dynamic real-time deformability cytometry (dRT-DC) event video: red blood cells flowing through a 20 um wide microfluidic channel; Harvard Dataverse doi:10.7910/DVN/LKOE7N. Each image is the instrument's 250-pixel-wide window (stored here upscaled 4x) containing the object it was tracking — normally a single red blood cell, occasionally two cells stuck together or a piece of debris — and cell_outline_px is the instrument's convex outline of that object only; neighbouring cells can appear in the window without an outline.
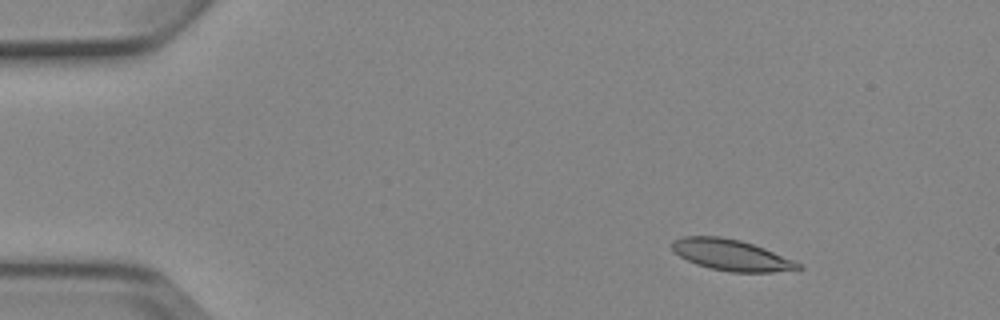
{"species": "Egyptian fruit bat (a non-hibernating species)", "species_latin": "Rousettus aegyptiacus", "temperature_condition": "cold", "stored_images_in_passage": 7, "camera_frame_rate_fps": 3000, "um_per_image_px": 0.085, "animal": {"sex": "female"}, "frame": {"image": 1, "passage_image": 2, "time_ms": 1.333, "image_size_px": [1000, 320], "cell_outline_px": [[804, 268], [772, 272], [732, 272], [708, 268], [696, 264], [680, 256], [672, 248], [672, 240], [684, 236], [720, 236], [740, 240], [764, 248], [792, 260], [800, 264]], "centroid_in_image_um": [62.13, 21.67], "position_along_channel_um": 22.9, "area_um2": 22.6}}
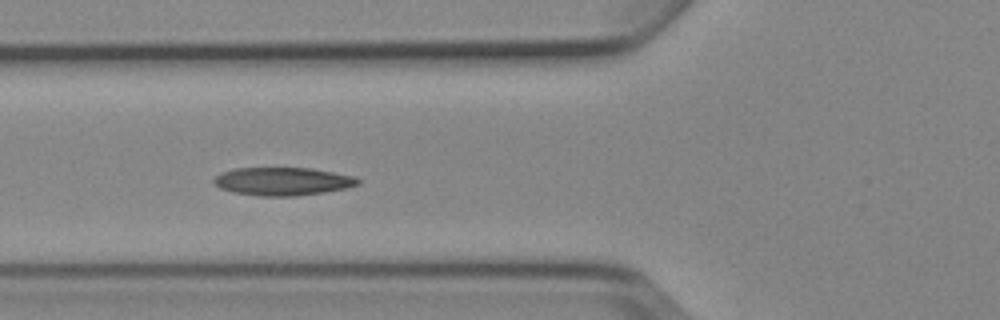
{"frame": {"image": 2, "passage_image": 6, "time_ms": 5.667, "image_size_px": [1000, 320], "cell_outline_px": [[360, 184], [348, 188], [324, 192], [296, 196], [260, 196], [232, 192], [220, 188], [212, 180], [220, 172], [236, 168], [312, 168], [352, 176], [360, 180]], "centroid_in_image_um": [24.02, 15.42], "position_along_channel_um": 101.8, "area_um2": 23.58}}
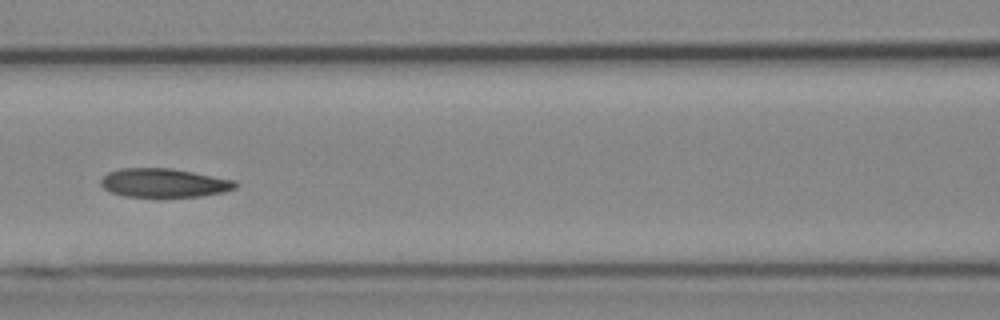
{"frame": {"image": 3, "passage_image": 7, "time_ms": 7.0, "image_size_px": [1000, 320], "cell_outline_px": [[240, 184], [236, 188], [224, 192], [200, 196], [124, 196], [112, 192], [104, 188], [100, 184], [100, 180], [108, 172], [120, 168], [172, 168], [236, 180]], "centroid_in_image_um": [13.97, 15.53], "position_along_channel_um": 152.6, "area_um2": 22.54}}